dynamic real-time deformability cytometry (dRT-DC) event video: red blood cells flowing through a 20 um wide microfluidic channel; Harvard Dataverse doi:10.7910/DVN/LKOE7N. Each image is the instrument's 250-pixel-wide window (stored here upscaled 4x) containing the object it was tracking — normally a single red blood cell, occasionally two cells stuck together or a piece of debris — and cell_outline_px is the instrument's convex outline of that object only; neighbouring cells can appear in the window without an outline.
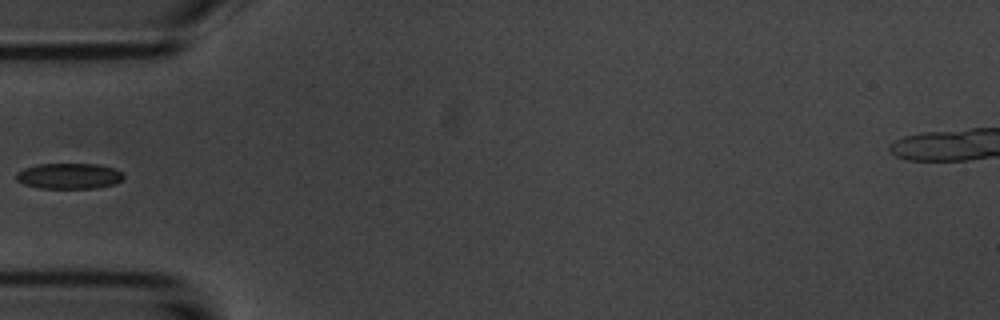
{"species": "common noctule bat (a hibernating species)", "species_latin": "Nyctalus noctula", "temperature_condition": "room temperature", "stored_images_in_passage": 6, "segment_of_instrument_passage": [2, 2], "camera_frame_rate_fps": 3000, "um_per_image_px": 0.085, "animal": {"sex": "male", "body_mass_g": 20.1, "forearm_length_mm": 53.5}, "frame": {"image": 1, "passage_image": 5, "time_ms": 4.667, "image_size_px": [1000, 320], "cell_outline_px": [[124, 180], [116, 184], [96, 188], [40, 188], [24, 184], [16, 180], [16, 172], [24, 168], [40, 164], [100, 164], [124, 172]], "centroid_in_image_um": [5.91, 14.96], "position_along_channel_um": 79.1, "area_um2": 16.24}}